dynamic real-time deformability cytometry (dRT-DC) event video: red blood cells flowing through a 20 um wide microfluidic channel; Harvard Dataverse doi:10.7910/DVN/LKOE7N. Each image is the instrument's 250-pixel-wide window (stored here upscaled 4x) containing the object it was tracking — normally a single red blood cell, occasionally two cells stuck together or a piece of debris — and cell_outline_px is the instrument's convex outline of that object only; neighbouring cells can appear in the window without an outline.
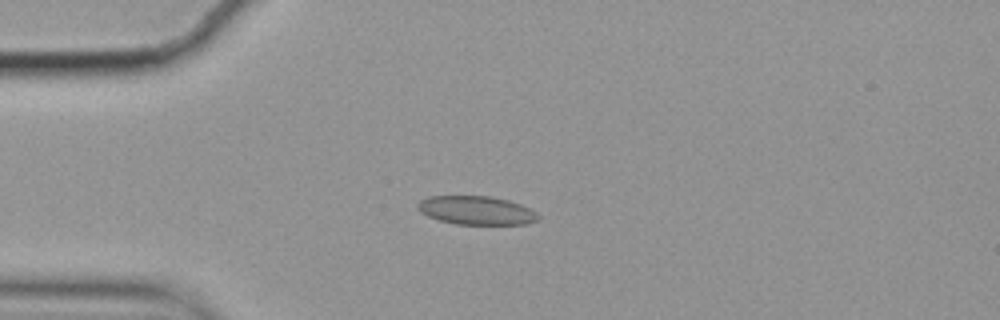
{"species": "common noctule bat (a hibernating species)", "species_latin": "Nyctalus noctula", "temperature_condition": "cold", "stored_images_in_passage": 56, "camera_frame_rate_fps": 3000, "um_per_image_px": 0.085, "animal": {"sex": "female", "body_mass_g": 19.9}, "frame": {"image": 1, "passage_image": 13, "time_ms": 4.0, "image_size_px": [1000, 320], "cell_outline_px": [[540, 220], [528, 224], [456, 224], [440, 220], [428, 216], [420, 212], [416, 208], [416, 204], [420, 200], [428, 196], [488, 196], [508, 200], [520, 204], [536, 212], [540, 216]], "centroid_in_image_um": [40.49, 17.88], "position_along_channel_um": 44.5, "area_um2": 20.17}}
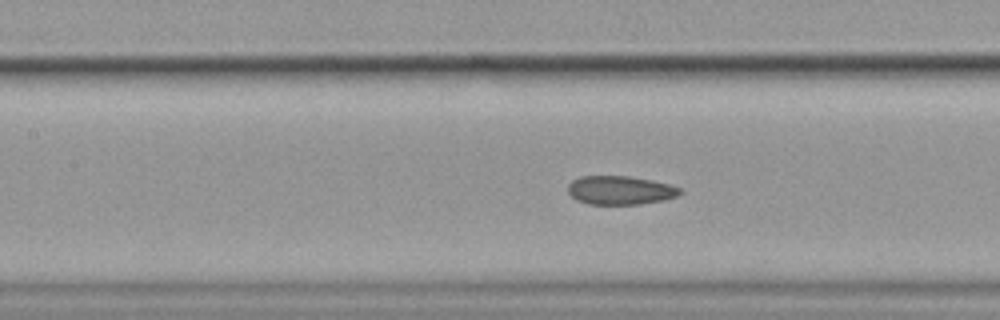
{"frame": {"image": 2, "passage_image": 24, "time_ms": 7.667, "image_size_px": [1000, 320], "cell_outline_px": [[684, 192], [676, 196], [664, 200], [640, 204], [588, 204], [576, 200], [568, 192], [568, 184], [572, 180], [580, 176], [628, 176], [652, 180], [668, 184], [680, 188]], "centroid_in_image_um": [52.71, 16.17], "position_along_channel_um": 154.7, "area_um2": 18.79}}
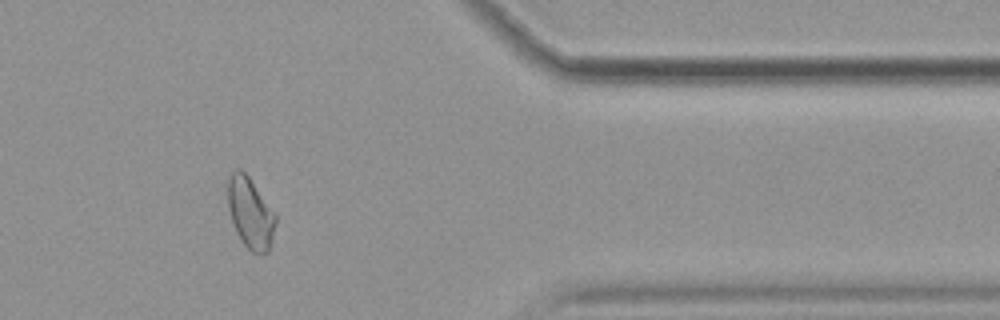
{"frame": {"image": 3, "passage_image": 46, "time_ms": 15.0, "image_size_px": [1000, 320], "cell_outline_px": [[276, 224], [272, 240], [268, 252], [256, 256], [244, 244], [236, 232], [228, 208], [228, 180], [232, 172], [236, 168], [240, 168], [248, 176], [276, 212]], "centroid_in_image_um": [21.3, 18.12], "position_along_channel_um": 390.1, "area_um2": 19.94}, "authors_computed_cell_mechanics": {"area_um2": 20.2011, "velocity_mm_per_s": 3.4983, "shape_relaxation_time_tau1_ms": null, "shape_relaxation_time_tau2_ms": 2.3075, "deformation_change_tau1": null, "deformation_change_tau2": 0.0876}}